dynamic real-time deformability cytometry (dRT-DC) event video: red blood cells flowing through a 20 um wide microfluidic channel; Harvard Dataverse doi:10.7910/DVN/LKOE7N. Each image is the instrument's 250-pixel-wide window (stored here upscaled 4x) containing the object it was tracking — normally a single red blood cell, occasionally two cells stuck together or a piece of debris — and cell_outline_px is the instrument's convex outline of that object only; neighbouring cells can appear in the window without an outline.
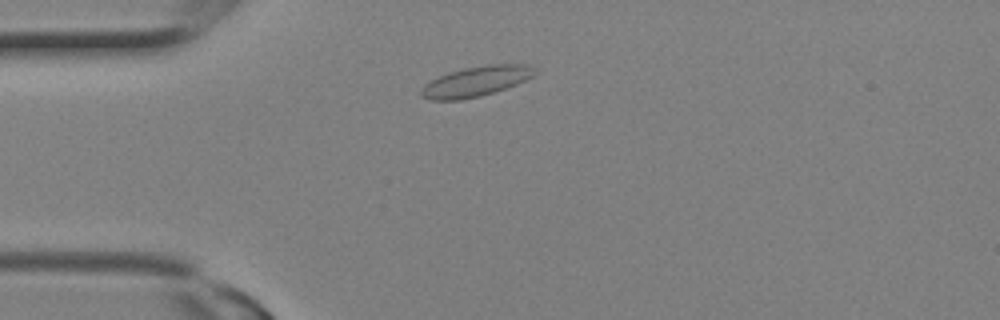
{"species": "Egyptian fruit bat (a non-hibernating species)", "species_latin": "Rousettus aegyptiacus", "temperature_condition": "room temperature", "stored_images_in_passage": 1, "camera_frame_rate_fps": 3000, "um_per_image_px": 0.085, "animal": {"sex": "female"}, "frame": {"image": 1, "passage_image": 1, "time_ms": 0.0, "image_size_px": [1000, 320], "cell_outline_px": [[540, 72], [516, 84], [480, 96], [460, 100], [432, 100], [420, 96], [420, 88], [424, 84], [448, 72], [464, 68], [488, 64], [528, 64]], "centroid_in_image_um": [40.44, 6.91], "position_along_channel_um": 44.6, "area_um2": 19.88}}